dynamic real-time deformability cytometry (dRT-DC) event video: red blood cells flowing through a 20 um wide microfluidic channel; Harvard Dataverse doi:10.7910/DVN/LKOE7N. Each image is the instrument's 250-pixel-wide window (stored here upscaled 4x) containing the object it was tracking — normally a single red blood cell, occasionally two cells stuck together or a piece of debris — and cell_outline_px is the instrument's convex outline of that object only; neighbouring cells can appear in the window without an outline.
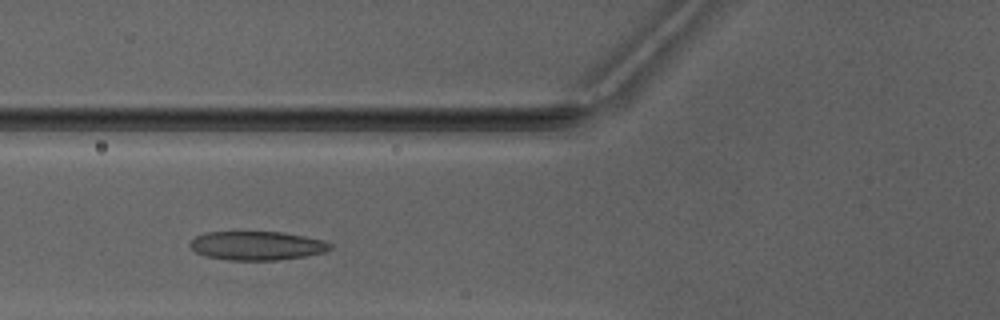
{"species": "Egyptian fruit bat (a non-hibernating species)", "species_latin": "Rousettus aegyptiacus", "temperature_condition": "warm", "stored_images_in_passage": 4, "camera_frame_rate_fps": 3000, "um_per_image_px": 0.085, "animal": {"sex": "male"}, "frame": {"image": 1, "passage_image": 2, "time_ms": 1.0, "image_size_px": [1000, 320], "cell_outline_px": [[332, 248], [324, 252], [304, 256], [280, 260], [228, 260], [208, 256], [196, 252], [188, 244], [196, 236], [204, 232], [280, 232], [304, 236], [324, 240], [332, 244]], "centroid_in_image_um": [21.85, 20.88], "position_along_channel_um": 104.0, "area_um2": 23.47}}
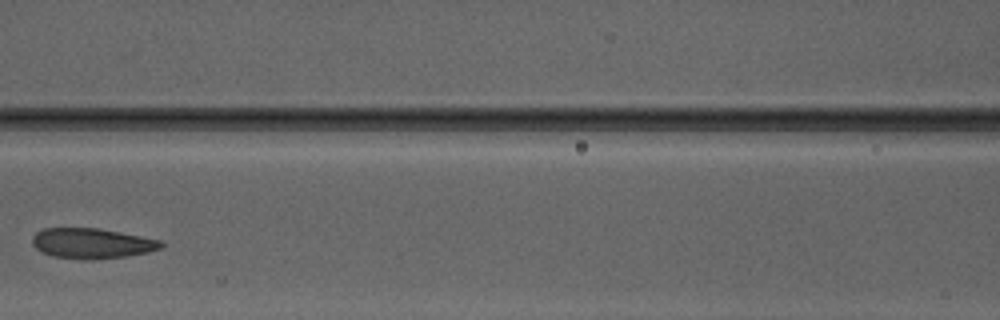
{"frame": {"image": 2, "passage_image": 3, "time_ms": 2.333, "image_size_px": [1000, 320], "cell_outline_px": [[164, 244], [160, 248], [148, 252], [124, 256], [92, 260], [84, 260], [52, 256], [36, 248], [32, 244], [32, 236], [36, 232], [44, 228], [100, 228], [164, 240]], "centroid_in_image_um": [7.83, 20.68], "position_along_channel_um": 158.8, "area_um2": 22.89}}
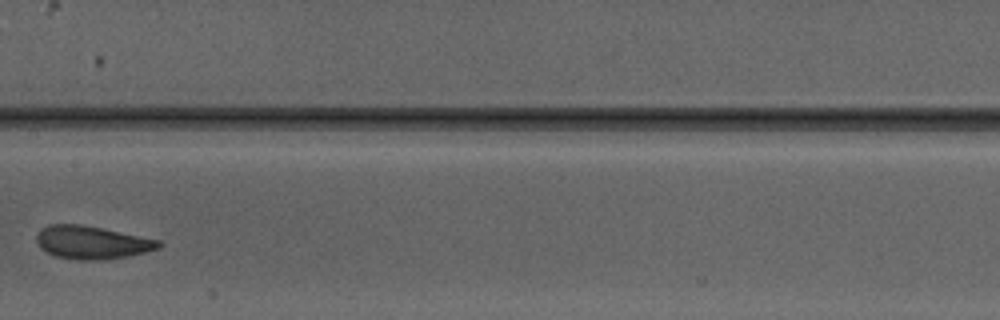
{"frame": {"image": 3, "passage_image": 4, "time_ms": 3.333, "image_size_px": [1000, 320], "cell_outline_px": [[164, 244], [160, 248], [144, 252], [104, 260], [80, 260], [56, 256], [40, 248], [36, 240], [36, 236], [40, 228], [48, 224], [80, 224], [160, 240]], "centroid_in_image_um": [7.79, 20.6], "position_along_channel_um": 199.6, "area_um2": 23.35}}